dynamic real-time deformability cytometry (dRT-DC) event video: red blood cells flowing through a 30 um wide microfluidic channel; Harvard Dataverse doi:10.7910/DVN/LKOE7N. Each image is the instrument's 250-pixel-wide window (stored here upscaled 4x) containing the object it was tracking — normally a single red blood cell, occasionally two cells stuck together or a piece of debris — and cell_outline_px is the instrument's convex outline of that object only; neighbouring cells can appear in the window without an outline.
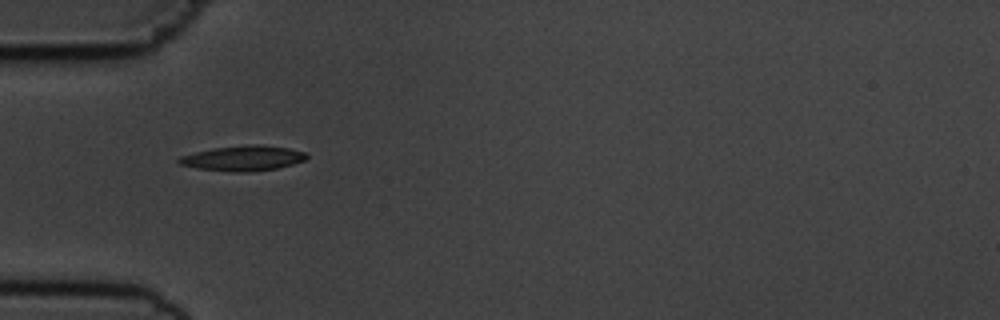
{"species": "common noctule bat (a hibernating species)", "species_latin": "Nyctalus noctula", "temperature_condition": "cold", "stored_images_in_passage": 31, "camera_frame_rate_fps": 3000, "um_per_image_px": 0.085, "animal": {"sex": "male", "body_mass_g": 19.5, "forearm_length_mm": 54.6}, "frame": {"image": 1, "passage_image": 1, "time_ms": 0.0, "image_size_px": [1000, 320], "cell_outline_px": [[308, 156], [304, 160], [292, 164], [276, 168], [244, 172], [232, 172], [196, 168], [176, 164], [176, 160], [180, 156], [212, 148], [248, 144], [260, 144], [288, 148], [308, 152]], "centroid_in_image_um": [20.63, 13.44], "position_along_channel_um": 64.4, "area_um2": 18.84}}
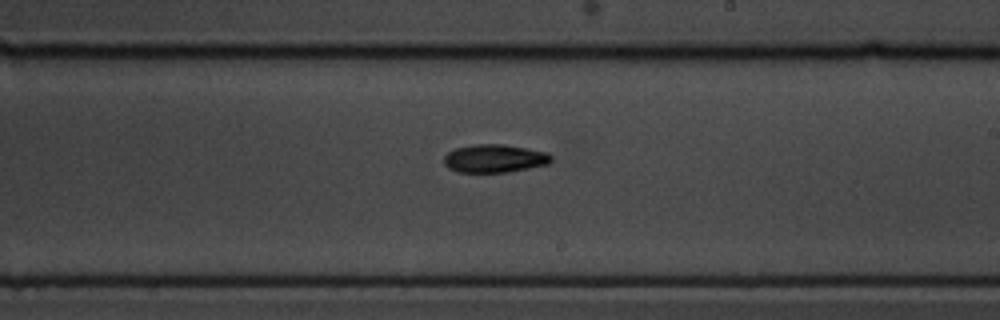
{"frame": {"image": 2, "passage_image": 16, "time_ms": 5.0, "image_size_px": [1000, 320], "cell_outline_px": [[552, 164], [504, 172], [456, 172], [448, 168], [444, 164], [444, 156], [448, 152], [456, 148], [472, 144], [504, 144], [548, 152], [552, 156]], "centroid_in_image_um": [42.05, 13.46], "position_along_channel_um": 247.0, "area_um2": 17.74}}
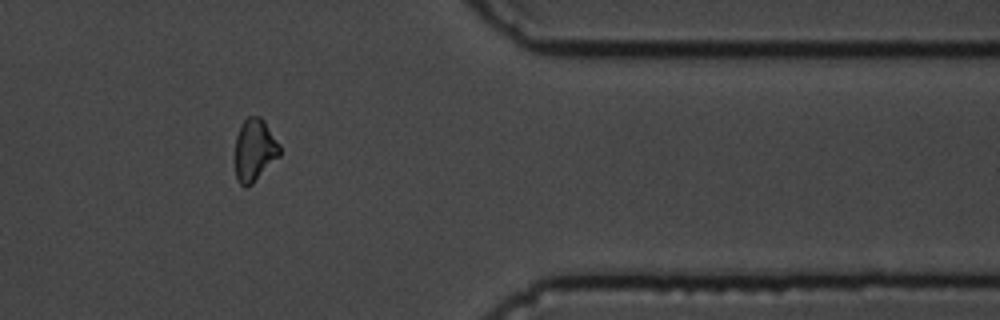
{"frame": {"image": 3, "passage_image": 29, "time_ms": 9.333, "image_size_px": [1000, 320], "cell_outline_px": [[280, 156], [252, 184], [244, 188], [236, 180], [236, 136], [240, 124], [248, 116], [260, 116], [264, 120], [280, 144]], "centroid_in_image_um": [21.64, 12.75], "position_along_channel_um": 389.8, "area_um2": 16.36}, "authors_computed_cell_mechanics": {"area_um2": 17.2822, "velocity_mm_per_s": 3.6847, "shape_relaxation_time_tau1_ms": 4.2602, "shape_relaxation_time_tau2_ms": 9.5247, "deformation_change_tau1": 0.1263, "deformation_change_tau2": 0.2085}}